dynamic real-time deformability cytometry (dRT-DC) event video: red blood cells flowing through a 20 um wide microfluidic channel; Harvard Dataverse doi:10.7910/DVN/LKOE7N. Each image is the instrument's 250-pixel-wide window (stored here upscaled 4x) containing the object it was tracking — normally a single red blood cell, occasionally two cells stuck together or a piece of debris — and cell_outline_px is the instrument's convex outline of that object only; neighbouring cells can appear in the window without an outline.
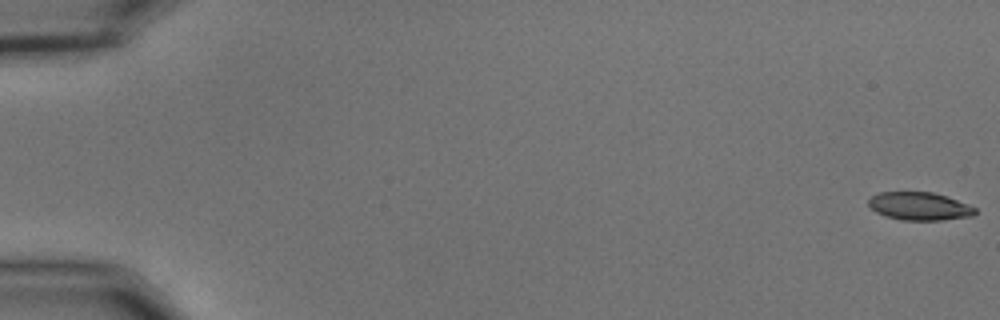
{"species": "common noctule bat (a hibernating species)", "species_latin": "Nyctalus noctula", "temperature_condition": "cold", "stored_images_in_passage": 56, "camera_frame_rate_fps": 3000, "um_per_image_px": 0.085, "animal": {"sex": "male", "body_mass_g": 15.6}, "frame": {"image": 1, "passage_image": 1, "time_ms": 0.0, "image_size_px": [1000, 320], "cell_outline_px": [[976, 212], [972, 216], [944, 220], [900, 220], [884, 216], [876, 212], [868, 204], [868, 200], [872, 196], [880, 192], [932, 192], [948, 196], [968, 204], [976, 208]], "centroid_in_image_um": [78.16, 17.53], "position_along_channel_um": 6.8, "area_um2": 17.51}}
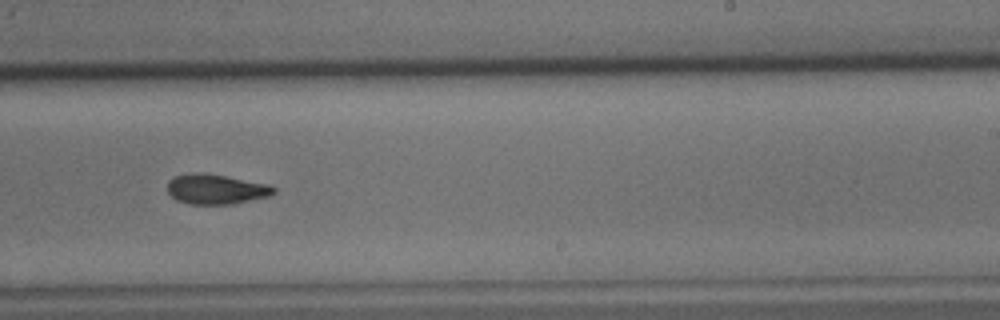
{"frame": {"image": 2, "passage_image": 36, "time_ms": 11.667, "image_size_px": [1000, 320], "cell_outline_px": [[276, 192], [268, 196], [232, 204], [188, 204], [176, 200], [168, 192], [168, 180], [172, 176], [188, 172], [204, 172], [268, 184], [276, 188]], "centroid_in_image_um": [18.31, 16.06], "position_along_channel_um": 270.7, "area_um2": 18.73}}
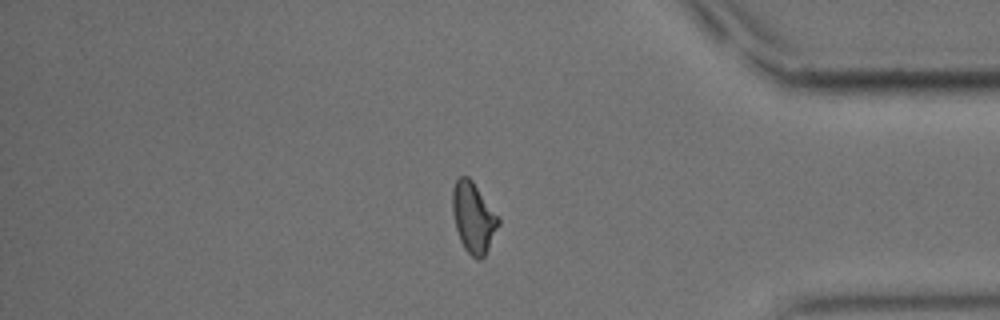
{"frame": {"image": 3, "passage_image": 48, "time_ms": 15.667, "image_size_px": [1000, 320], "cell_outline_px": [[500, 224], [484, 256], [480, 260], [476, 260], [464, 248], [460, 240], [456, 228], [452, 212], [452, 188], [456, 180], [460, 176], [468, 176], [472, 180], [500, 216]], "centroid_in_image_um": [40.25, 18.47], "position_along_channel_um": 395.0, "area_um2": 19.07}, "authors_computed_cell_mechanics": {"area_um2": 18.6983, "velocity_mm_per_s": 3.6404, "shape_relaxation_time_tau1_ms": 4.0248, "shape_relaxation_time_tau2_ms": 3.8728, "deformation_change_tau1": 0.1243, "deformation_change_tau2": 0.1087}}